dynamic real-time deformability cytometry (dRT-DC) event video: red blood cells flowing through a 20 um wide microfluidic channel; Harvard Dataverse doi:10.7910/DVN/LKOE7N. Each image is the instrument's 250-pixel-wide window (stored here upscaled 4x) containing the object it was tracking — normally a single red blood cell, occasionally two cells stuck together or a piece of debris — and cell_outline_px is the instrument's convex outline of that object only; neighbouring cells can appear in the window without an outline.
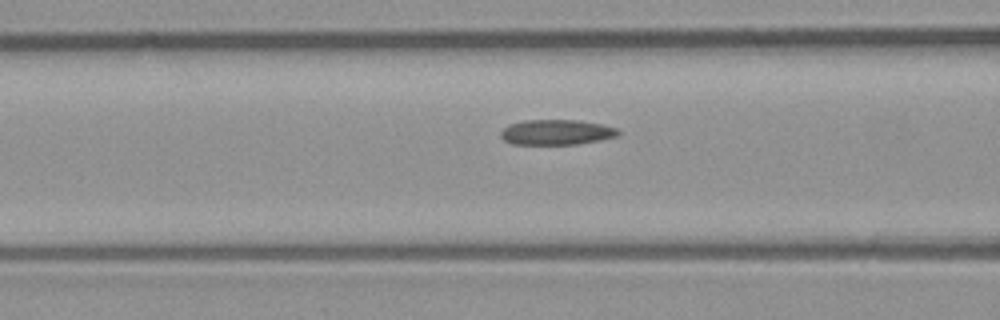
{"species": "common noctule bat (a hibernating species)", "species_latin": "Nyctalus noctula", "temperature_condition": "room temperature", "stored_images_in_passage": 13, "camera_frame_rate_fps": 3000, "um_per_image_px": 0.085, "animal": {"sex": "male", "body_mass_g": 23.1, "forearm_length_mm": 52.7}, "frame": {"image": 1, "passage_image": 11, "time_ms": 3.333, "image_size_px": [1000, 320], "cell_outline_px": [[620, 136], [600, 140], [576, 144], [512, 144], [504, 140], [500, 136], [500, 132], [508, 124], [524, 120], [580, 120], [604, 124], [620, 128]], "centroid_in_image_um": [47.35, 11.23], "position_along_channel_um": 119.2, "area_um2": 17.57}}